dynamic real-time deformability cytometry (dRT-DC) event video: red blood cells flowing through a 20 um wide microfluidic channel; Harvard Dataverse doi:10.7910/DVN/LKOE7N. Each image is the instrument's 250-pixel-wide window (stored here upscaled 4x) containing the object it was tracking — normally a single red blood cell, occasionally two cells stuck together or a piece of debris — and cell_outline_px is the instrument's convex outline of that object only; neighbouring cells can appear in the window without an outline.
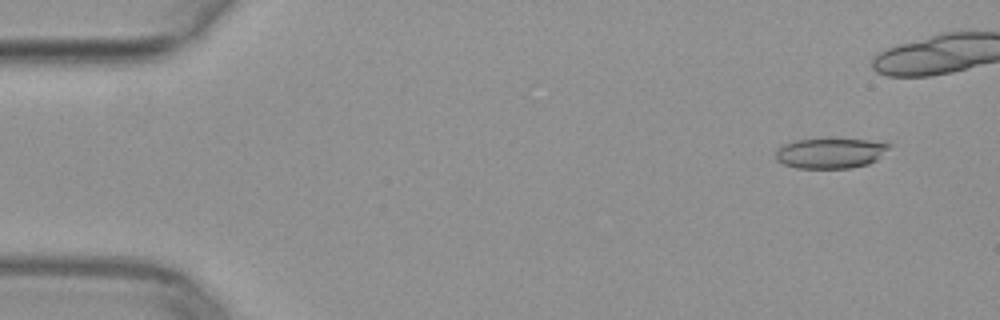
{"species": "common noctule bat (a hibernating species)", "species_latin": "Nyctalus noctula", "temperature_condition": "warm", "stored_images_in_passage": 40, "camera_frame_rate_fps": 3000, "um_per_image_px": 0.085, "animal": {"sex": "female", "body_mass_g": 29.2, "forearm_length_mm": 56.3}, "frame": {"image": 1, "passage_image": 4, "time_ms": 1.0, "image_size_px": [1000, 320], "cell_outline_px": [[892, 144], [876, 160], [868, 164], [848, 168], [796, 168], [784, 164], [776, 160], [776, 152], [784, 144], [796, 140], [868, 140]], "centroid_in_image_um": [70.57, 13.04], "position_along_channel_um": 14.4, "area_um2": 19.48}}
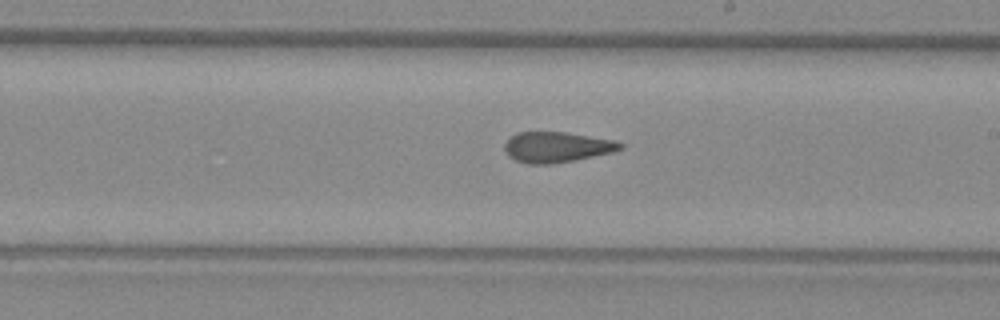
{"frame": {"image": 2, "passage_image": 29, "time_ms": 9.333, "image_size_px": [1000, 320], "cell_outline_px": [[624, 148], [612, 152], [552, 164], [528, 164], [516, 160], [508, 156], [504, 148], [504, 144], [516, 132], [564, 132], [616, 140], [624, 144]], "centroid_in_image_um": [47.32, 12.5], "position_along_channel_um": 241.7, "area_um2": 20.46}}
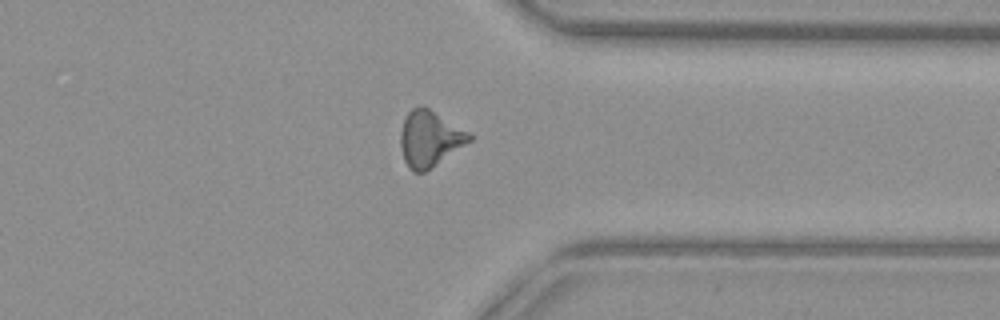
{"frame": {"image": 3, "passage_image": 39, "time_ms": 12.667, "image_size_px": [1000, 320], "cell_outline_px": [[472, 140], [432, 168], [424, 172], [412, 172], [404, 160], [400, 144], [400, 132], [404, 120], [408, 112], [412, 108], [428, 108], [468, 132], [472, 136]], "centroid_in_image_um": [36.51, 11.83], "position_along_channel_um": 374.9, "area_um2": 22.02}}